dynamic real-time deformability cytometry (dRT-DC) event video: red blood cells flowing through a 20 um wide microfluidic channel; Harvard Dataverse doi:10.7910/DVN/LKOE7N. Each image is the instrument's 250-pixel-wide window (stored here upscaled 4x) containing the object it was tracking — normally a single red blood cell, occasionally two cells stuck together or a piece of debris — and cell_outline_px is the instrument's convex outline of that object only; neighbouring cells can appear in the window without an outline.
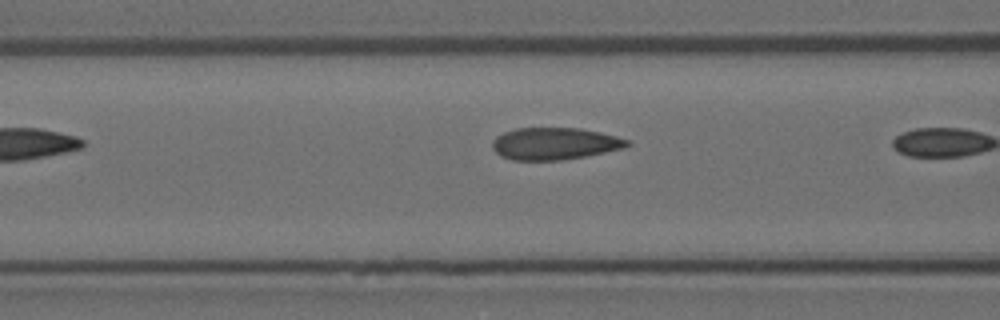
{"species": "Egyptian fruit bat (a non-hibernating species)", "species_latin": "Rousettus aegyptiacus", "temperature_condition": "room temperature", "stored_images_in_passage": 6, "camera_frame_rate_fps": 3000, "um_per_image_px": 0.085, "animal": {"sex": "female"}, "frame": {"image": 1, "passage_image": 4, "time_ms": 1.0, "image_size_px": [1000, 320], "cell_outline_px": [[632, 144], [624, 148], [584, 156], [560, 160], [512, 160], [500, 156], [492, 148], [492, 140], [496, 136], [504, 132], [516, 128], [580, 128], [600, 132], [632, 140]], "centroid_in_image_um": [47.15, 12.2], "position_along_channel_um": 119.5, "area_um2": 25.32}}
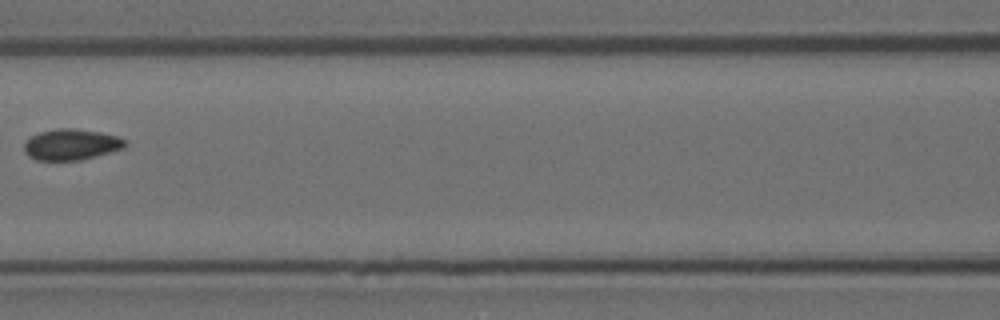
{"frame": {"image": 2, "passage_image": 5, "time_ms": 1.333, "image_size_px": [1000, 320], "cell_outline_px": [[128, 144], [124, 148], [96, 156], [80, 160], [36, 160], [28, 156], [24, 152], [24, 144], [32, 136], [40, 132], [56, 128], [72, 128], [100, 132], [116, 136], [128, 140]], "centroid_in_image_um": [6.07, 12.28], "position_along_channel_um": 160.5, "area_um2": 18.26}}
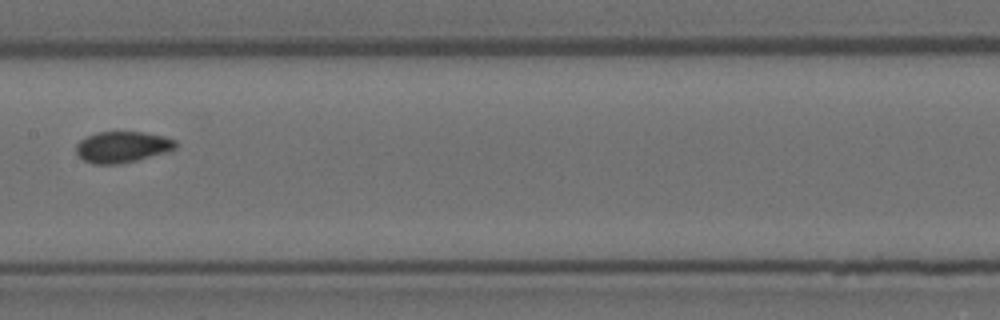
{"frame": {"image": 3, "passage_image": 6, "time_ms": 1.667, "image_size_px": [1000, 320], "cell_outline_px": [[180, 144], [176, 148], [164, 152], [136, 160], [120, 164], [92, 164], [76, 156], [76, 144], [80, 140], [96, 132], [144, 132], [164, 136], [176, 140]], "centroid_in_image_um": [10.38, 12.49], "position_along_channel_um": 197.0, "area_um2": 18.15}}